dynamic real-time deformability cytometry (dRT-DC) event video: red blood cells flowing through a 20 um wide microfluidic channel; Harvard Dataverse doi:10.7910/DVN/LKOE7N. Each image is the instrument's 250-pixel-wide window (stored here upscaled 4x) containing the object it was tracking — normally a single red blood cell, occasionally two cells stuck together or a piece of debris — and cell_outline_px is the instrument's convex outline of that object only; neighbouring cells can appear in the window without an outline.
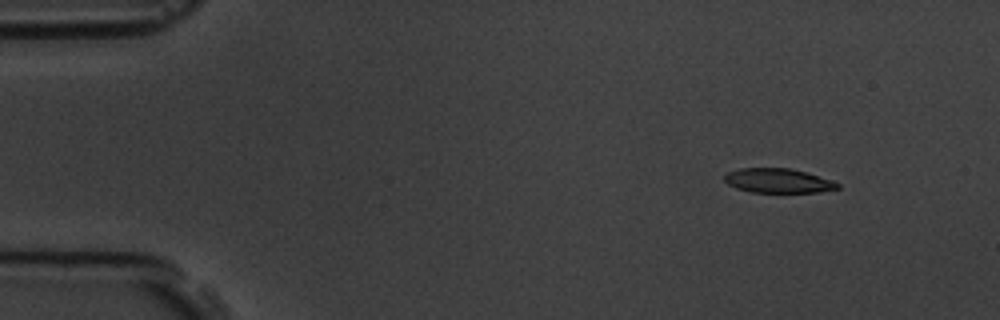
{"species": "common noctule bat (a hibernating species)", "species_latin": "Nyctalus noctula", "temperature_condition": "room temperature", "stored_images_in_passage": 4, "camera_frame_rate_fps": 3000, "um_per_image_px": 0.085, "animal": {"sex": "male", "body_mass_g": 19.5, "forearm_length_mm": 54.6}, "frame": {"image": 1, "passage_image": 1, "time_ms": 0.0, "image_size_px": [1000, 320], "cell_outline_px": [[840, 188], [820, 192], [752, 192], [736, 188], [728, 184], [724, 180], [724, 176], [728, 172], [740, 168], [792, 168], [832, 180], [840, 184]], "centroid_in_image_um": [66.15, 15.36], "position_along_channel_um": 18.9, "area_um2": 16.07}}
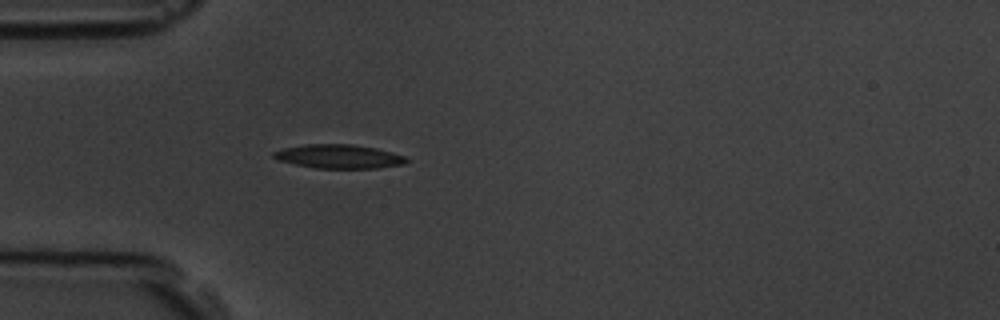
{"frame": {"image": 2, "passage_image": 4, "time_ms": 3.333, "image_size_px": [1000, 320], "cell_outline_px": [[408, 160], [404, 164], [376, 168], [316, 168], [276, 160], [272, 156], [272, 152], [284, 148], [304, 144], [352, 144], [376, 148], [392, 152], [404, 156]], "centroid_in_image_um": [28.77, 13.29], "position_along_channel_um": 56.2, "area_um2": 18.44}}